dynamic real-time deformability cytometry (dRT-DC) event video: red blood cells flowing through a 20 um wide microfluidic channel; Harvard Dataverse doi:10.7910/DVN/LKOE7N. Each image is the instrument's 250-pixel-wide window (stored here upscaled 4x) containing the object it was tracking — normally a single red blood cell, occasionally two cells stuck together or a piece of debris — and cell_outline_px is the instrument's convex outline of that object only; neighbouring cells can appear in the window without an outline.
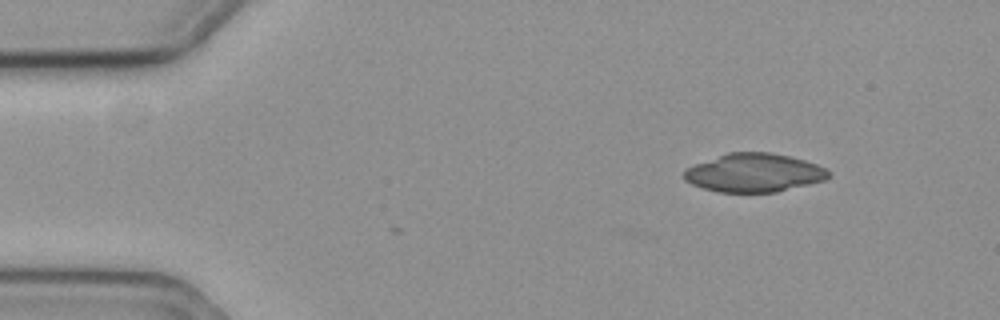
{"species": "common noctule bat (a hibernating species)", "species_latin": "Nyctalus noctula", "temperature_condition": "cold", "stored_images_in_passage": 2, "camera_frame_rate_fps": 3000, "um_per_image_px": 0.085, "animal": {"sex": "female", "body_mass_g": 19.3, "forearm_length_mm": 54.1}, "frame": {"image": 1, "passage_image": 2, "time_ms": 0.333, "image_size_px": [1000, 320], "cell_outline_px": [[828, 176], [824, 180], [776, 192], [716, 192], [692, 184], [684, 180], [684, 172], [688, 168], [696, 164], [728, 152], [772, 152], [792, 156], [816, 164], [824, 168], [828, 172]], "centroid_in_image_um": [64.08, 14.68], "position_along_channel_um": 20.9, "area_um2": 32.14}}